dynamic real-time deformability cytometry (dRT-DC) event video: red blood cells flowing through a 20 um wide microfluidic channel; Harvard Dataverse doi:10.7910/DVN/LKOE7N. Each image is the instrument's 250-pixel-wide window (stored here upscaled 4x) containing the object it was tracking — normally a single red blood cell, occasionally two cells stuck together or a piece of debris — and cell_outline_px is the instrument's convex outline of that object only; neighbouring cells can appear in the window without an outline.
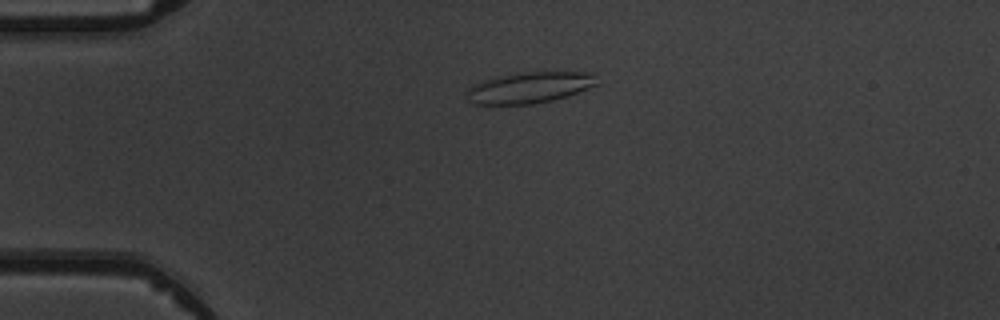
{"species": "common noctule bat (a hibernating species)", "species_latin": "Nyctalus noctula", "temperature_condition": "warm", "stored_images_in_passage": 2, "camera_frame_rate_fps": 3000, "um_per_image_px": 0.085, "animal": {"sex": "male", "body_mass_g": 19.5, "forearm_length_mm": 54.6}, "frame": {"image": 1, "passage_image": 1, "time_ms": 0.0, "image_size_px": [1000, 320], "cell_outline_px": [[600, 84], [552, 100], [532, 104], [476, 104], [468, 100], [464, 96], [464, 92], [472, 84], [496, 76], [516, 72], [596, 72]], "centroid_in_image_um": [44.99, 7.42], "position_along_channel_um": 40.0, "area_um2": 23.93}}